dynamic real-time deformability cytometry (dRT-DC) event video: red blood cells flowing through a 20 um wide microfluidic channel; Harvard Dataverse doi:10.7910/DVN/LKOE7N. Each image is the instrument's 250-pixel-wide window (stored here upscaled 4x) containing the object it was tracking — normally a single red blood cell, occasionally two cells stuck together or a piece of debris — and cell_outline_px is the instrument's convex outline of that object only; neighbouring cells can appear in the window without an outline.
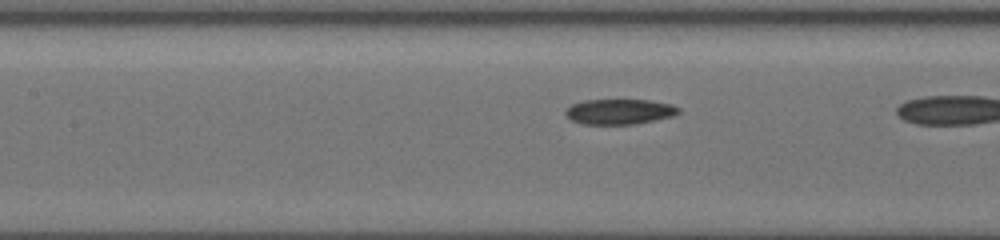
{"species": "common noctule bat (a hibernating species)", "species_latin": "Nyctalus noctula", "temperature_condition": "cold", "stored_images_in_passage": 6, "camera_frame_rate_fps": 3000, "um_per_image_px": 0.085, "animal": {"sex": "female", "body_mass_g": 19.5, "forearm_length_mm": 54.1}, "frame": {"image": 1, "passage_image": 4, "time_ms": 1.333, "image_size_px": [1000, 240], "cell_outline_px": [[680, 112], [672, 116], [656, 120], [636, 124], [584, 124], [572, 120], [564, 112], [572, 104], [584, 100], [648, 100], [672, 104], [680, 108]], "centroid_in_image_um": [52.69, 9.49], "position_along_channel_um": 154.7, "area_um2": 16.59}}